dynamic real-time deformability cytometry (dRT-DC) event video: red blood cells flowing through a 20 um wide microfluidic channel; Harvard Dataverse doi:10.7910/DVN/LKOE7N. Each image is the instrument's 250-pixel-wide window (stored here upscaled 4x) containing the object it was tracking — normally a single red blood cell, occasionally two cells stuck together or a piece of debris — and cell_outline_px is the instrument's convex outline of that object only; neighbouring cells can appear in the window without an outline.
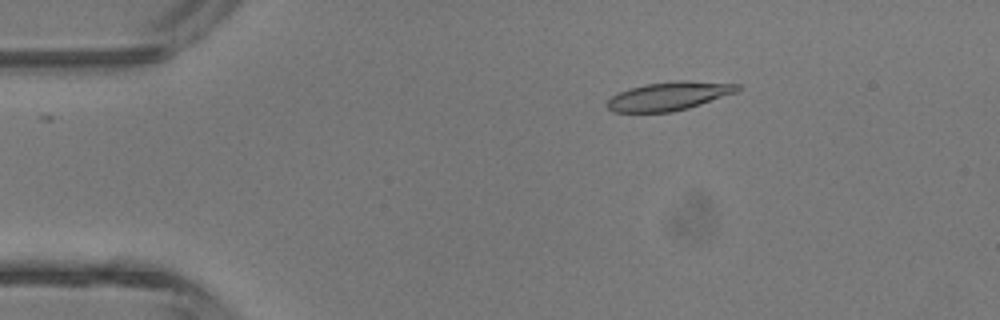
{"species": "common noctule bat (a hibernating species)", "species_latin": "Nyctalus noctula", "temperature_condition": "room temperature", "stored_images_in_passage": 3, "camera_frame_rate_fps": 3000, "um_per_image_px": 0.085, "animal": {"sex": "male", "body_mass_g": 13.3}, "frame": {"image": 1, "passage_image": 1, "time_ms": 0.0, "image_size_px": [1000, 320], "cell_outline_px": [[740, 88], [736, 92], [688, 108], [672, 112], [612, 112], [604, 104], [612, 96], [628, 88], [644, 84], [676, 80], [684, 80], [740, 84]], "centroid_in_image_um": [56.82, 8.16], "position_along_channel_um": 28.2, "area_um2": 21.68}}
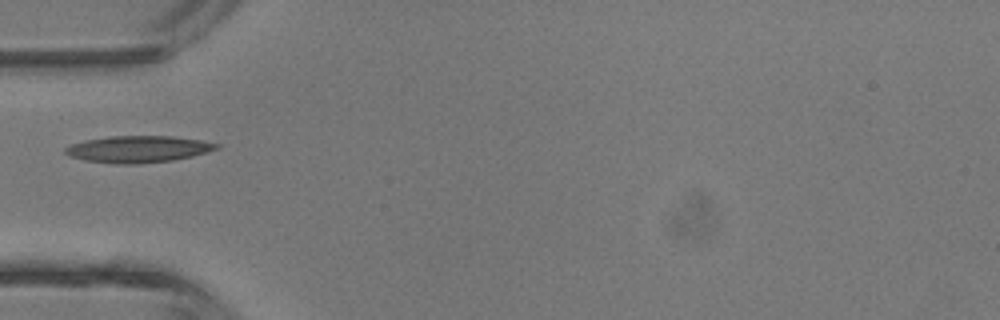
{"frame": {"image": 2, "passage_image": 3, "time_ms": 2.333, "image_size_px": [1000, 320], "cell_outline_px": [[220, 148], [192, 156], [172, 160], [136, 164], [116, 164], [84, 160], [68, 156], [64, 152], [64, 148], [72, 144], [84, 140], [108, 136], [172, 136], [200, 140], [220, 144]], "centroid_in_image_um": [11.71, 12.67], "position_along_channel_um": 73.3, "area_um2": 23.58}}